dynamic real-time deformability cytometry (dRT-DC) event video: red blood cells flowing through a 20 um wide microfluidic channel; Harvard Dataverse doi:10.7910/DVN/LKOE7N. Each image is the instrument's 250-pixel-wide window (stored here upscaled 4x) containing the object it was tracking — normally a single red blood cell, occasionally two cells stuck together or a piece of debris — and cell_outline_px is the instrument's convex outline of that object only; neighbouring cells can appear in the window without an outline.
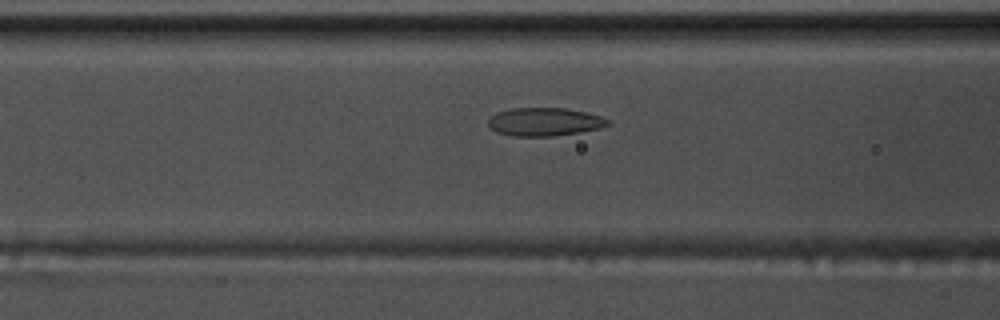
{"species": "common noctule bat (a hibernating species)", "species_latin": "Nyctalus noctula", "temperature_condition": "warm", "stored_images_in_passage": 14, "camera_frame_rate_fps": 3000, "um_per_image_px": 0.085, "animal": {"sex": "male", "body_mass_g": 17.5, "forearm_length_mm": 52.3}, "frame": {"image": 1, "passage_image": 12, "time_ms": 3.667, "image_size_px": [1000, 320], "cell_outline_px": [[612, 124], [600, 128], [580, 132], [552, 136], [512, 136], [496, 132], [488, 124], [488, 120], [492, 116], [500, 112], [512, 108], [564, 108], [584, 112], [600, 116], [608, 120]], "centroid_in_image_um": [46.3, 10.36], "position_along_channel_um": 120.3, "area_um2": 19.48}}